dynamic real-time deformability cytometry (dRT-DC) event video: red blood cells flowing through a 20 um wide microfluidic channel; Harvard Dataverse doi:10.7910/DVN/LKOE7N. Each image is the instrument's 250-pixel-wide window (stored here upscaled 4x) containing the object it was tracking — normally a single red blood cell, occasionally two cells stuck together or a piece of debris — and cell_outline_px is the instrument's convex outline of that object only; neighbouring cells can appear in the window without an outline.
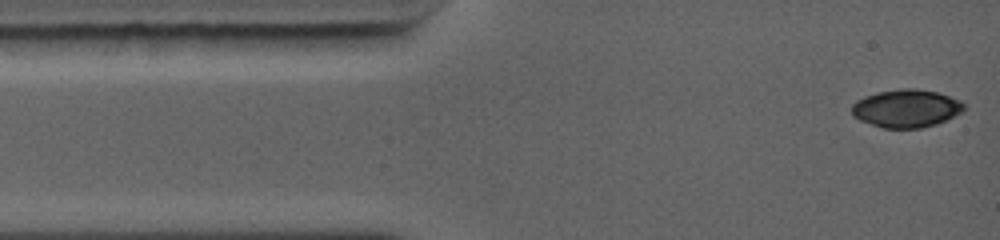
{"species": "common noctule bat (a hibernating species)", "species_latin": "Nyctalus noctula", "temperature_condition": "warm", "stored_images_in_passage": 12, "camera_frame_rate_fps": 5000, "um_per_image_px": 0.085, "animal": {"sex": "female", "body_mass_g": 19.0, "forearm_length_mm": 56.7}, "frame": {"image": 1, "passage_image": 1, "time_ms": 0.0, "image_size_px": [1000, 240], "cell_outline_px": [[964, 108], [960, 112], [936, 124], [920, 128], [884, 128], [860, 120], [852, 116], [852, 104], [856, 100], [864, 96], [876, 92], [900, 88], [916, 88], [936, 92], [960, 100], [964, 104]], "centroid_in_image_um": [76.98, 9.2], "position_along_channel_um": 8.0, "area_um2": 24.68}}
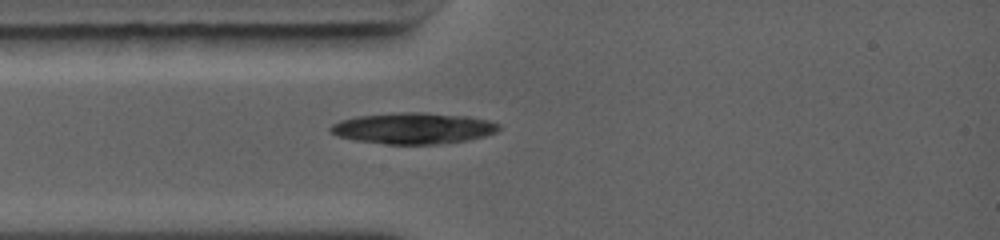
{"frame": {"image": 2, "passage_image": 12, "time_ms": 2.4, "image_size_px": [1000, 240], "cell_outline_px": [[500, 128], [496, 132], [484, 136], [468, 140], [436, 144], [384, 144], [352, 140], [336, 136], [328, 132], [328, 128], [332, 124], [340, 120], [356, 116], [392, 112], [424, 112], [468, 116], [488, 120], [500, 124]], "centroid_in_image_um": [35.07, 10.9], "position_along_channel_um": 49.9, "area_um2": 31.04}}